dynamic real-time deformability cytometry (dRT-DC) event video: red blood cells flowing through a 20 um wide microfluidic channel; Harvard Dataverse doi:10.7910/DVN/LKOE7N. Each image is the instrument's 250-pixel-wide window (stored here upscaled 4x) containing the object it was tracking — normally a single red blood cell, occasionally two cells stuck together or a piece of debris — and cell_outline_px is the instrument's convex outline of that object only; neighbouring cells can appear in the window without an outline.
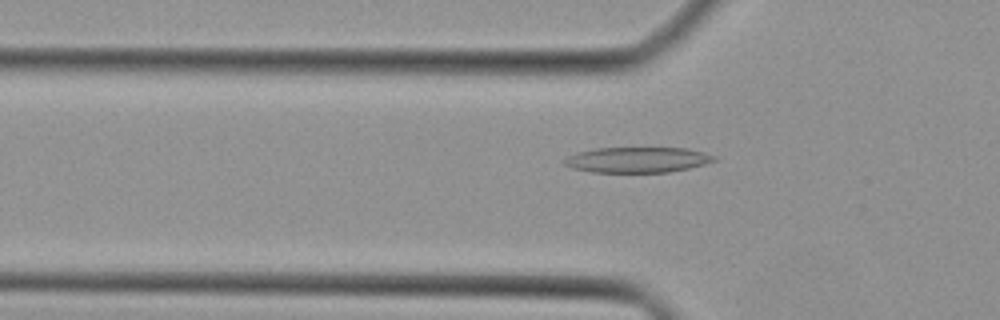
{"species": "Egyptian fruit bat (a non-hibernating species)", "species_latin": "Rousettus aegyptiacus", "temperature_condition": "cold", "stored_images_in_passage": 41, "camera_frame_rate_fps": 3000, "um_per_image_px": 0.085, "animal": {"sex": "female"}, "frame": {"image": 1, "passage_image": 14, "time_ms": 4.333, "image_size_px": [1000, 320], "cell_outline_px": [[716, 160], [704, 164], [688, 168], [668, 172], [592, 172], [572, 168], [564, 164], [560, 160], [576, 152], [596, 148], [688, 148], [704, 152], [716, 156]], "centroid_in_image_um": [54.14, 13.58], "position_along_channel_um": 71.7, "area_um2": 22.31}}
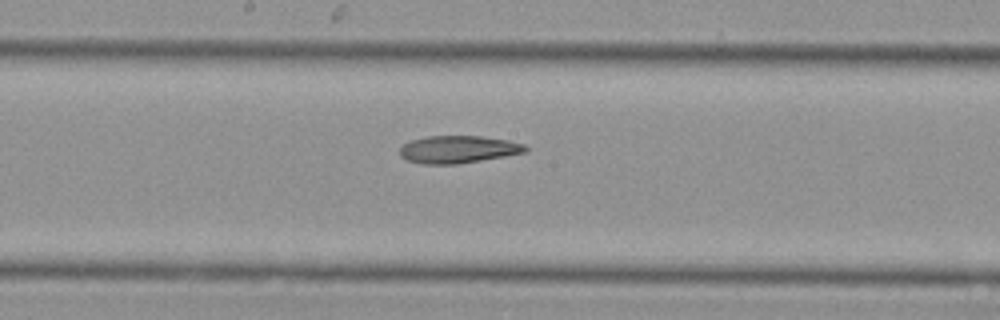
{"frame": {"image": 2, "passage_image": 23, "time_ms": 7.333, "image_size_px": [1000, 320], "cell_outline_px": [[528, 152], [456, 164], [420, 164], [408, 160], [400, 156], [400, 148], [408, 140], [428, 136], [480, 136], [508, 140], [524, 144], [528, 148]], "centroid_in_image_um": [38.93, 12.69], "position_along_channel_um": 209.3, "area_um2": 20.11}}
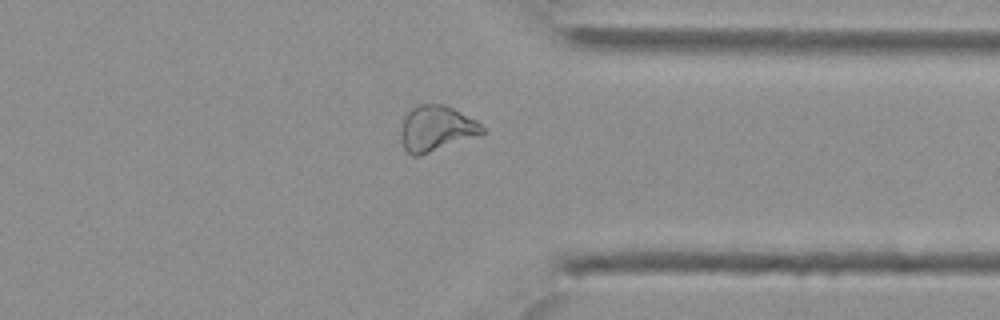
{"frame": {"image": 3, "passage_image": 34, "time_ms": 11.0, "image_size_px": [1000, 320], "cell_outline_px": [[484, 132], [420, 156], [412, 156], [404, 148], [400, 140], [400, 128], [404, 116], [416, 104], [444, 104], [476, 120], [484, 128]], "centroid_in_image_um": [37.01, 10.91], "position_along_channel_um": 374.4, "area_um2": 21.39}}